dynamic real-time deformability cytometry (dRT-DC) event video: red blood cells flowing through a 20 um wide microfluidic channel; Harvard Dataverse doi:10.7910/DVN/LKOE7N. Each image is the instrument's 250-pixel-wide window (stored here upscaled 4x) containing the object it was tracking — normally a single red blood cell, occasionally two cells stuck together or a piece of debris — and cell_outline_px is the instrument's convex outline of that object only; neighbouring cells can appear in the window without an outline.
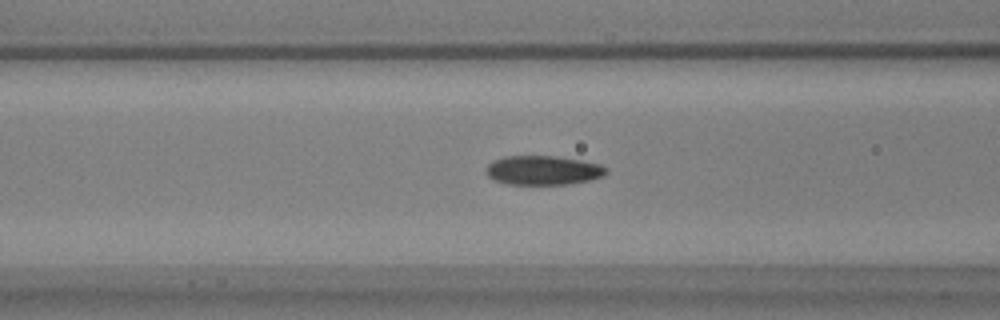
{"species": "common noctule bat (a hibernating species)", "species_latin": "Nyctalus noctula", "temperature_condition": "warm", "stored_images_in_passage": 25, "camera_frame_rate_fps": 3000, "um_per_image_px": 0.085, "animal": {"sex": "male", "body_mass_g": 17.9, "forearm_length_mm": 54.2}, "frame": {"image": 1, "passage_image": 12, "time_ms": 3.667, "image_size_px": [1000, 320], "cell_outline_px": [[608, 172], [604, 176], [588, 180], [568, 184], [508, 184], [492, 180], [484, 172], [488, 164], [492, 160], [504, 156], [556, 156], [580, 160], [600, 164], [608, 168]], "centroid_in_image_um": [46.13, 14.47], "position_along_channel_um": 120.5, "area_um2": 20.63}}
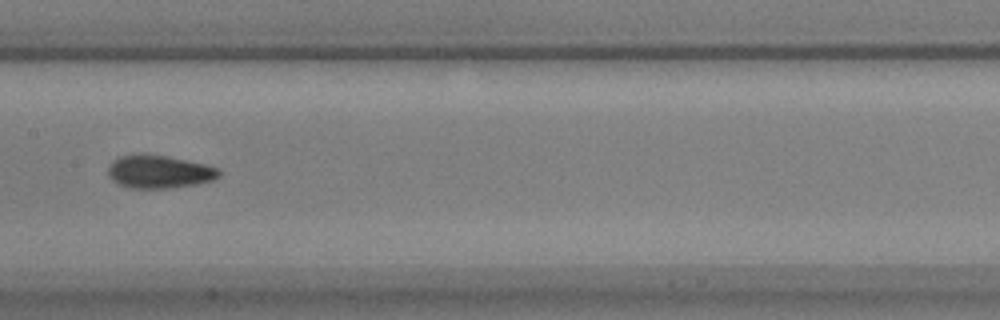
{"frame": {"image": 2, "passage_image": 18, "time_ms": 5.667, "image_size_px": [1000, 320], "cell_outline_px": [[220, 176], [212, 180], [172, 188], [128, 188], [112, 180], [108, 176], [108, 168], [112, 160], [120, 156], [168, 156], [208, 164], [216, 168], [220, 172]], "centroid_in_image_um": [13.53, 14.61], "position_along_channel_um": 193.9, "area_um2": 20.92}}
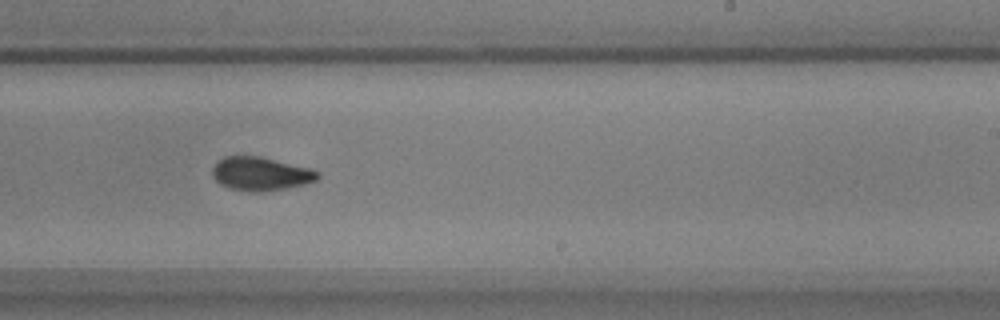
{"frame": {"image": 3, "passage_image": 24, "time_ms": 7.667, "image_size_px": [1000, 320], "cell_outline_px": [[320, 176], [316, 180], [304, 184], [284, 188], [260, 192], [252, 192], [228, 188], [220, 184], [212, 176], [212, 168], [216, 160], [224, 156], [260, 156], [312, 168], [320, 172]], "centroid_in_image_um": [22.14, 14.76], "position_along_channel_um": 266.9, "area_um2": 20.81}}